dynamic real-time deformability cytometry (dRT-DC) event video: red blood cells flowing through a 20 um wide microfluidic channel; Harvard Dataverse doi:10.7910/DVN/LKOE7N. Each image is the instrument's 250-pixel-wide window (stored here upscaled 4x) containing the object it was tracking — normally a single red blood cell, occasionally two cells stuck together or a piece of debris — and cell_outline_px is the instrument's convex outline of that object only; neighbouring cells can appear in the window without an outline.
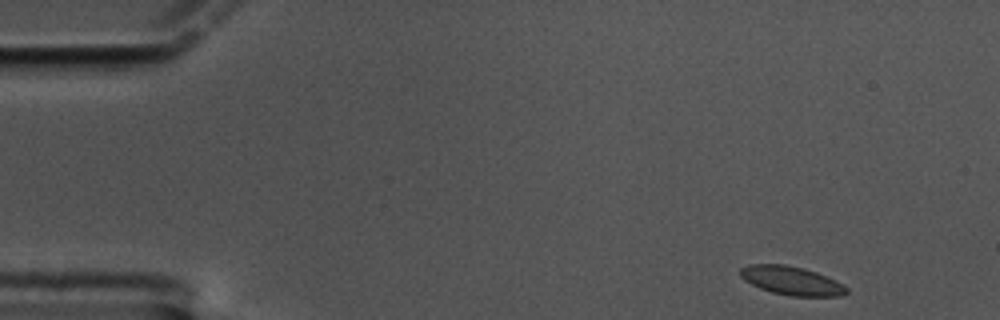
{"species": "common noctule bat (a hibernating species)", "species_latin": "Nyctalus noctula", "temperature_condition": "cold", "stored_images_in_passage": 55, "camera_frame_rate_fps": 3000, "um_per_image_px": 0.085, "animal": {"sex": "male", "body_mass_g": 17.5, "forearm_length_mm": 52.3}, "frame": {"image": 1, "passage_image": 1, "time_ms": 0.0, "image_size_px": [1000, 320], "cell_outline_px": [[848, 292], [840, 296], [788, 296], [772, 292], [760, 288], [744, 280], [740, 276], [740, 268], [748, 264], [784, 264], [804, 268], [816, 272], [836, 280], [848, 288]], "centroid_in_image_um": [67.27, 23.85], "position_along_channel_um": 17.7, "area_um2": 17.8}}
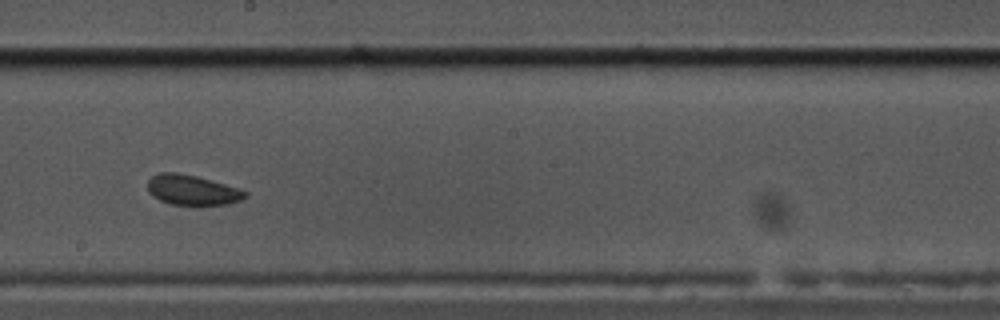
{"frame": {"image": 2, "passage_image": 29, "time_ms": 9.333, "image_size_px": [1000, 320], "cell_outline_px": [[248, 196], [240, 200], [228, 204], [168, 204], [152, 196], [148, 192], [148, 180], [152, 176], [160, 172], [176, 172], [196, 176], [224, 184], [248, 192]], "centroid_in_image_um": [16.3, 16.14], "position_along_channel_um": 231.9, "area_um2": 16.88}}
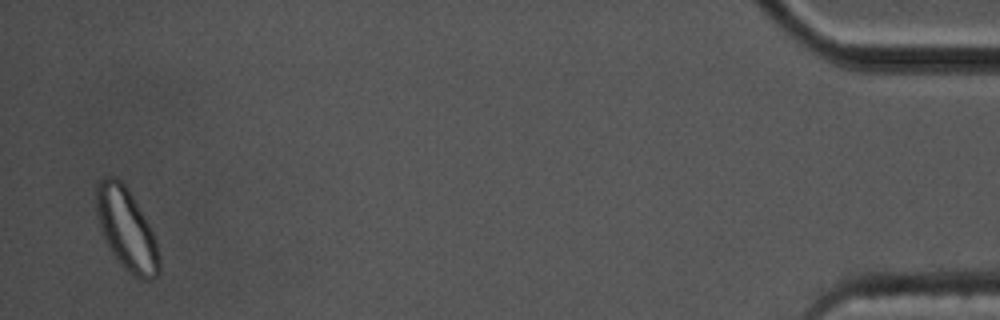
{"frame": {"image": 3, "passage_image": 54, "time_ms": 17.667, "image_size_px": [1000, 320], "cell_outline_px": [[160, 272], [152, 280], [140, 280], [128, 272], [116, 260], [104, 240], [100, 228], [96, 208], [96, 180], [104, 176], [116, 176], [128, 188], [144, 216], [156, 240], [160, 256]], "centroid_in_image_um": [10.74, 19.49], "position_along_channel_um": 424.5, "area_um2": 30.35}, "authors_computed_cell_mechanics": {"area_um2": 17.6868, "velocity_mm_per_s": 3.3299, "shape_relaxation_time_tau1_ms": 3.9839, "shape_relaxation_time_tau2_ms": 1.6819, "deformation_change_tau1": 0.0871, "deformation_change_tau2": 0.0535}}